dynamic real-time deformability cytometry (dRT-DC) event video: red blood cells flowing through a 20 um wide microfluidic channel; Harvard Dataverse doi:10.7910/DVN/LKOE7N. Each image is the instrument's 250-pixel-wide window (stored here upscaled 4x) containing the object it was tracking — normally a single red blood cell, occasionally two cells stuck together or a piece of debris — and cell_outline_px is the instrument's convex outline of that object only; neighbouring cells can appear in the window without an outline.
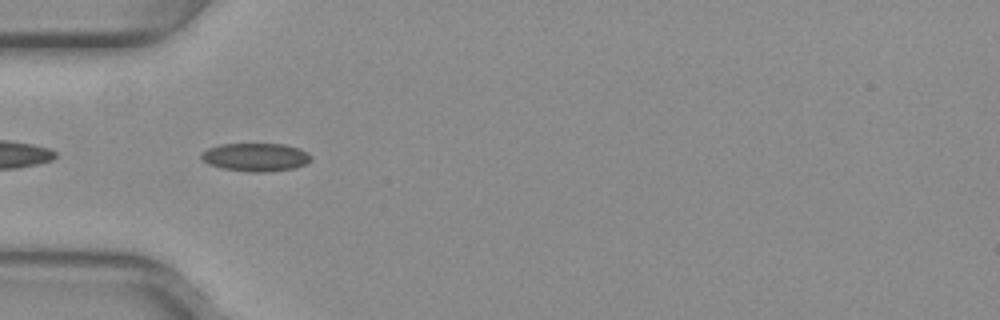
{"species": "common noctule bat (a hibernating species)", "species_latin": "Nyctalus noctula", "temperature_condition": "warm", "stored_images_in_passage": 37, "camera_frame_rate_fps": 3000, "um_per_image_px": 0.085, "animal": {"sex": "female", "body_mass_g": 29.2, "forearm_length_mm": 56.3}, "frame": {"image": 1, "passage_image": 2, "time_ms": 0.333, "image_size_px": [1000, 320], "cell_outline_px": [[312, 160], [296, 168], [268, 172], [248, 172], [224, 168], [208, 164], [200, 156], [200, 152], [208, 148], [220, 144], [284, 144], [300, 148], [312, 156]], "centroid_in_image_um": [21.74, 13.36], "position_along_channel_um": 63.3, "area_um2": 18.15}}
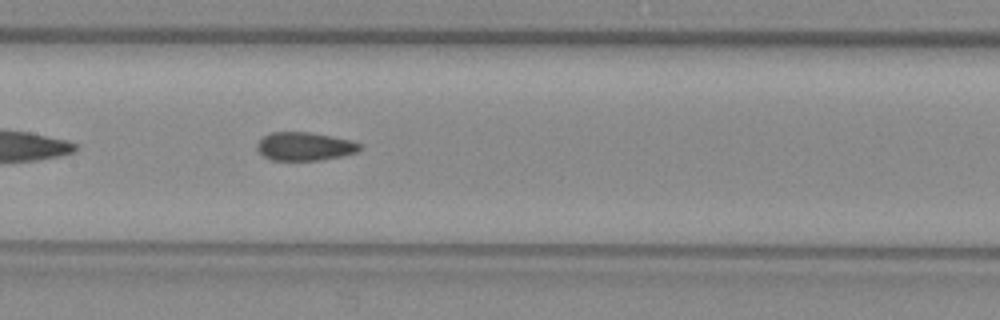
{"frame": {"image": 2, "passage_image": 11, "time_ms": 3.333, "image_size_px": [1000, 320], "cell_outline_px": [[360, 148], [356, 152], [340, 156], [320, 160], [272, 160], [264, 156], [256, 148], [256, 144], [264, 136], [272, 132], [308, 132], [352, 140], [360, 144]], "centroid_in_image_um": [25.87, 12.44], "position_along_channel_um": 181.5, "area_um2": 16.76}}
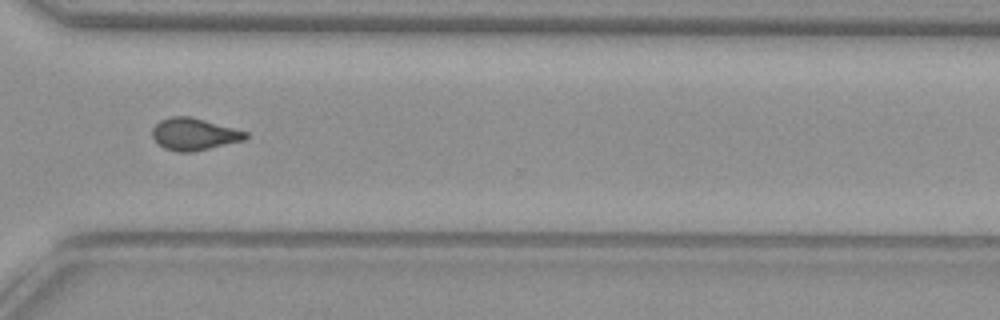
{"frame": {"image": 3, "passage_image": 24, "time_ms": 7.667, "image_size_px": [1000, 320], "cell_outline_px": [[248, 136], [244, 140], [192, 152], [176, 152], [164, 148], [152, 136], [152, 128], [160, 120], [168, 116], [188, 116], [204, 120], [248, 132]], "centroid_in_image_um": [16.47, 11.4], "position_along_channel_um": 354.1, "area_um2": 17.28}, "authors_computed_cell_mechanics": {"area_um2": 17.1088, "velocity_mm_per_s": 3.982, "shape_relaxation_time_tau1_ms": null, "shape_relaxation_time_tau2_ms": 2.0113, "deformation_change_tau1": null, "deformation_change_tau2": 0.0896}}